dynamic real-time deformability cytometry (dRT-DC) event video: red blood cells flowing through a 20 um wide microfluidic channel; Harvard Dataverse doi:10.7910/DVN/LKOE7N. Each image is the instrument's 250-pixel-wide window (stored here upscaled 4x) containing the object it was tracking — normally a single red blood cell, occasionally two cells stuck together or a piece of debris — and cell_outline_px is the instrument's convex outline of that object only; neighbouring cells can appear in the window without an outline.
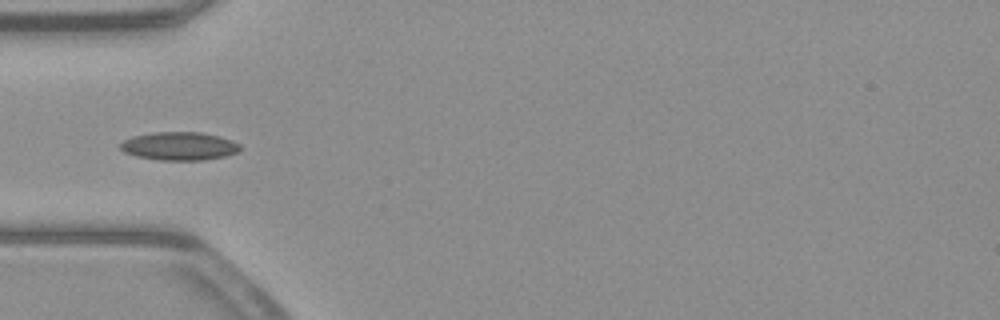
{"species": "common noctule bat (a hibernating species)", "species_latin": "Nyctalus noctula", "temperature_condition": "warm", "stored_images_in_passage": 50, "camera_frame_rate_fps": 3000, "um_per_image_px": 0.085, "animal": {"sex": "male", "body_mass_g": 23.1, "forearm_length_mm": 52.7}, "frame": {"image": 1, "passage_image": 14, "time_ms": 4.333, "image_size_px": [1000, 320], "cell_outline_px": [[240, 148], [236, 152], [224, 156], [204, 160], [160, 160], [136, 156], [124, 152], [120, 148], [120, 144], [124, 140], [132, 136], [152, 132], [200, 132], [232, 140], [240, 144]], "centroid_in_image_um": [15.2, 12.41], "position_along_channel_um": 69.8, "area_um2": 19.59}}
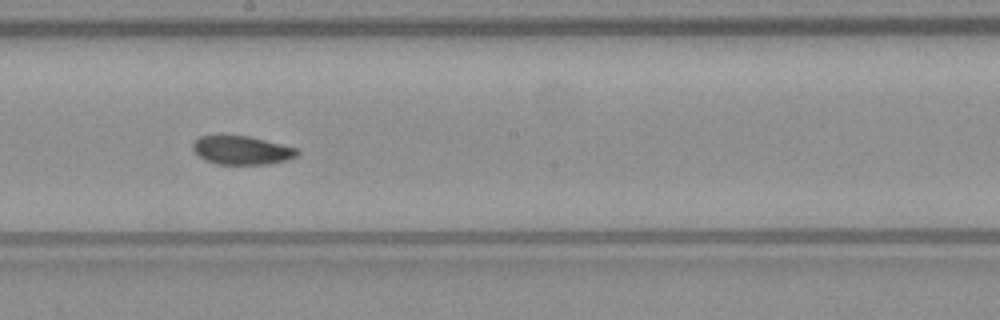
{"frame": {"image": 2, "passage_image": 26, "time_ms": 8.333, "image_size_px": [1000, 320], "cell_outline_px": [[300, 152], [296, 156], [288, 160], [268, 164], [216, 164], [204, 160], [192, 148], [192, 144], [200, 136], [248, 136], [296, 148]], "centroid_in_image_um": [20.55, 12.78], "position_along_channel_um": 227.6, "area_um2": 17.17}}
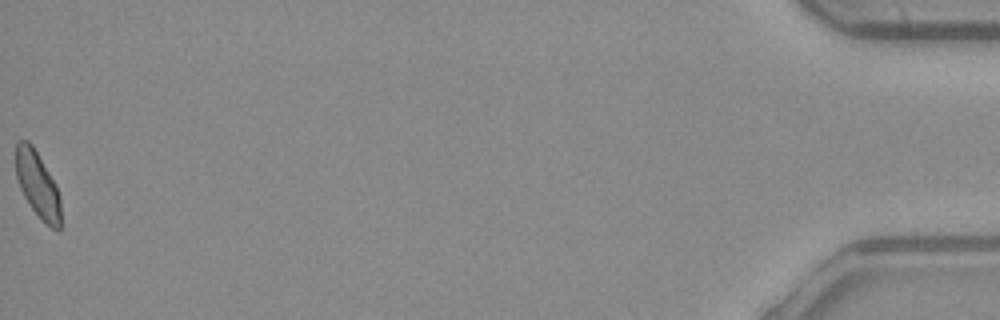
{"frame": {"image": 3, "passage_image": 50, "time_ms": 16.333, "image_size_px": [1000, 320], "cell_outline_px": [[60, 232], [52, 228], [40, 220], [24, 196], [20, 188], [16, 176], [16, 140], [28, 140], [32, 144], [56, 184], [60, 196]], "centroid_in_image_um": [3.2, 15.7], "position_along_channel_um": 432.0, "area_um2": 17.4}, "authors_computed_cell_mechanics": {"area_um2": 17.918, "velocity_mm_per_s": 3.9217, "shape_relaxation_time_tau1_ms": 4.9924, "shape_relaxation_time_tau2_ms": 2.7676, "deformation_change_tau1": 0.0878, "deformation_change_tau2": 0.0602}}